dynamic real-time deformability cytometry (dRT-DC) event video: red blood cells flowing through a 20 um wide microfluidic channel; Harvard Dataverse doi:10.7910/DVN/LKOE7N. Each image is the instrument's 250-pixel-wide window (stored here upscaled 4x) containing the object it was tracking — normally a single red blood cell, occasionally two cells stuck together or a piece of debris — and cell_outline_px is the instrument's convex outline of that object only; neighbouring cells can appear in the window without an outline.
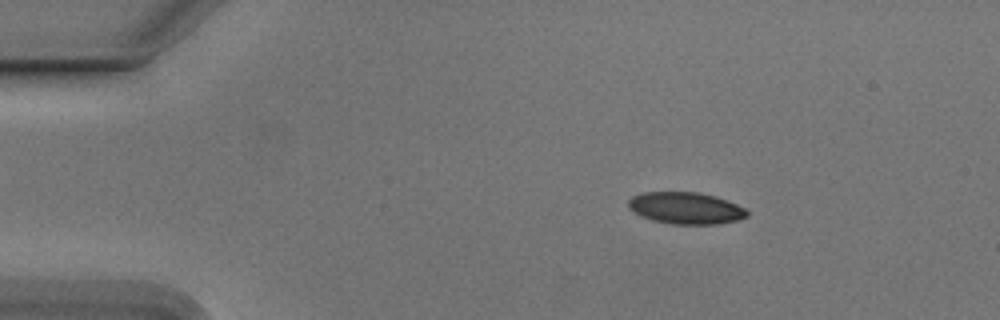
{"species": "Egyptian fruit bat (a non-hibernating species)", "species_latin": "Rousettus aegyptiacus", "temperature_condition": "cold", "stored_images_in_passage": 53, "camera_frame_rate_fps": 3000, "um_per_image_px": 0.085, "animal": {"sex": "male"}, "frame": {"image": 1, "passage_image": 8, "time_ms": 2.333, "image_size_px": [1000, 320], "cell_outline_px": [[748, 216], [736, 220], [716, 224], [672, 224], [652, 220], [640, 216], [628, 208], [628, 200], [632, 196], [644, 192], [700, 192], [716, 196], [728, 200], [744, 208], [748, 212]], "centroid_in_image_um": [58.27, 17.68], "position_along_channel_um": 26.7, "area_um2": 22.08}}
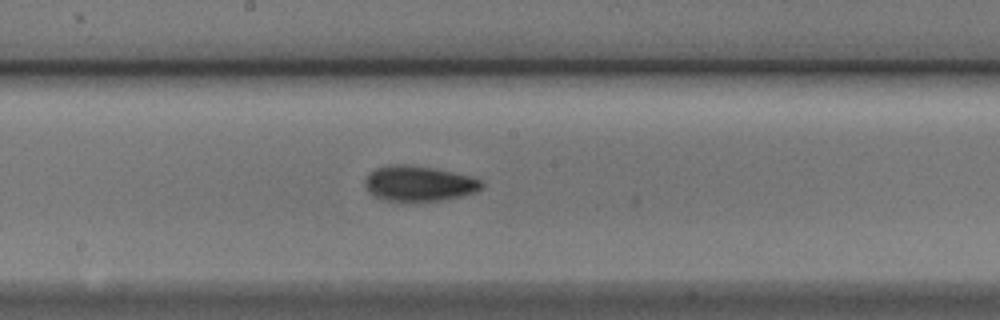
{"frame": {"image": 2, "passage_image": 28, "time_ms": 9.0, "image_size_px": [1000, 320], "cell_outline_px": [[484, 184], [476, 192], [460, 196], [440, 200], [408, 204], [396, 204], [372, 196], [368, 192], [364, 184], [364, 180], [368, 172], [376, 168], [388, 164], [408, 164], [432, 168], [472, 176], [484, 180]], "centroid_in_image_um": [35.54, 15.64], "position_along_channel_um": 212.7, "area_um2": 25.09}}
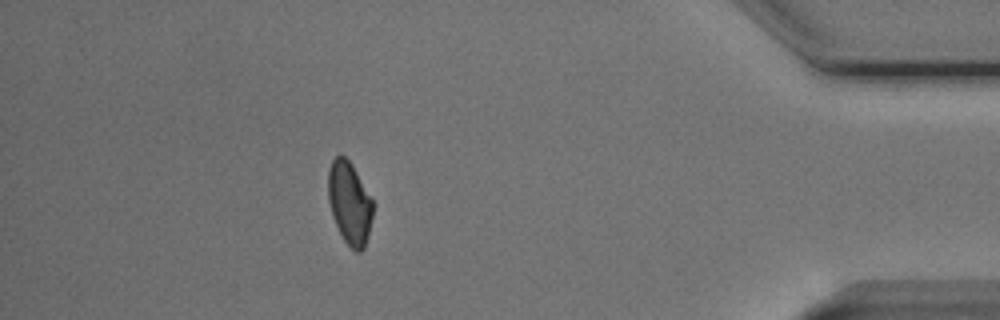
{"frame": {"image": 3, "passage_image": 47, "time_ms": 15.333, "image_size_px": [1000, 320], "cell_outline_px": [[372, 216], [368, 236], [364, 248], [360, 252], [356, 252], [344, 240], [332, 216], [328, 200], [328, 168], [332, 160], [336, 156], [344, 156], [352, 164], [372, 200]], "centroid_in_image_um": [29.69, 17.25], "position_along_channel_um": 405.5, "area_um2": 21.27}, "authors_computed_cell_mechanics": {"area_um2": 22.7154, "velocity_mm_per_s": 3.8041, "shape_relaxation_time_tau1_ms": 3.5314, "shape_relaxation_time_tau2_ms": 3.2035, "deformation_change_tau1": 0.1258, "deformation_change_tau2": 0.077}}